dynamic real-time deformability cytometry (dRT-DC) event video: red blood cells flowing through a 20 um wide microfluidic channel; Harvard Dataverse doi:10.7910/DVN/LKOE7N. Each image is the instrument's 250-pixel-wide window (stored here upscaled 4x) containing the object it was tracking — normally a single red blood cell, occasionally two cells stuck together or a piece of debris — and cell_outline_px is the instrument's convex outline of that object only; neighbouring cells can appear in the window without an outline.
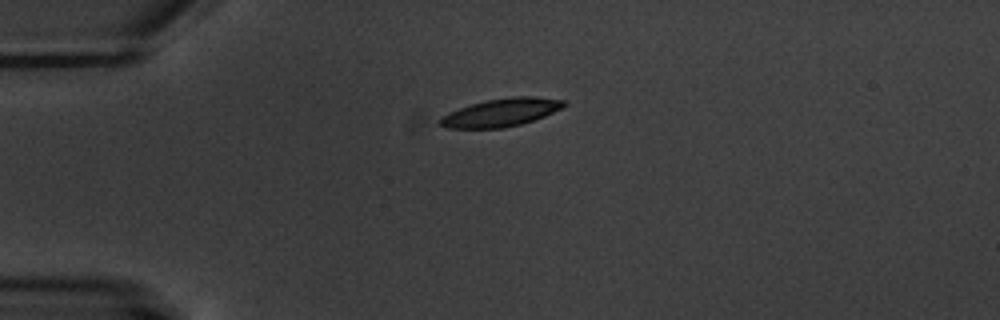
{"species": "common noctule bat (a hibernating species)", "species_latin": "Nyctalus noctula", "temperature_condition": "warm", "stored_images_in_passage": 5, "camera_frame_rate_fps": 3000, "um_per_image_px": 0.085, "animal": {"sex": "male", "body_mass_g": 20.1, "forearm_length_mm": 53.5}, "frame": {"image": 1, "passage_image": 1, "time_ms": 0.0, "image_size_px": [1000, 320], "cell_outline_px": [[568, 104], [544, 116], [520, 124], [504, 128], [448, 128], [436, 124], [436, 120], [440, 116], [448, 112], [472, 104], [488, 100], [512, 96], [536, 96], [564, 100]], "centroid_in_image_um": [42.53, 9.56], "position_along_channel_um": 42.5, "area_um2": 20.23}}